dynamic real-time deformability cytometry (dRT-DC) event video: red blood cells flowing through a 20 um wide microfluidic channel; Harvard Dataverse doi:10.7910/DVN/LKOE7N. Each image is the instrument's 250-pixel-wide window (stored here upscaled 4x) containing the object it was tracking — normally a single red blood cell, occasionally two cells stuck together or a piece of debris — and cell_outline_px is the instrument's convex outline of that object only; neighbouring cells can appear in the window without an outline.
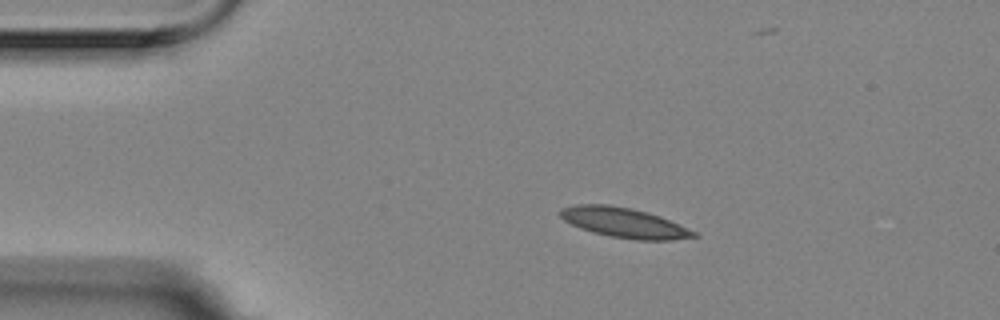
{"species": "Egyptian fruit bat (a non-hibernating species)", "species_latin": "Rousettus aegyptiacus", "temperature_condition": "room temperature", "stored_images_in_passage": 24, "camera_frame_rate_fps": 3000, "um_per_image_px": 0.085, "animal": {"sex": "female"}, "frame": {"image": 1, "passage_image": 1, "time_ms": 0.0, "image_size_px": [1000, 320], "cell_outline_px": [[700, 236], [672, 240], [636, 240], [612, 236], [592, 232], [580, 228], [564, 220], [560, 216], [560, 208], [576, 204], [608, 204], [632, 208], [648, 212], [660, 216], [696, 232]], "centroid_in_image_um": [53.04, 18.92], "position_along_channel_um": 32.0, "area_um2": 23.24}}
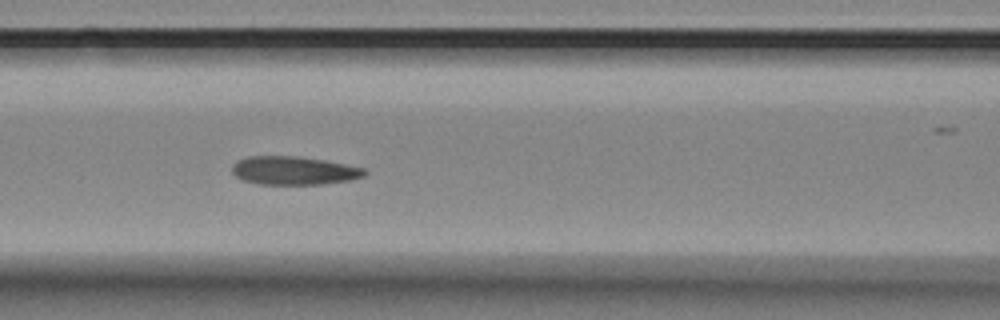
{"frame": {"image": 2, "passage_image": 14, "time_ms": 4.333, "image_size_px": [1000, 320], "cell_outline_px": [[368, 172], [364, 176], [352, 180], [324, 184], [256, 184], [244, 180], [236, 176], [232, 172], [232, 164], [236, 160], [248, 156], [296, 156], [324, 160], [364, 168]], "centroid_in_image_um": [24.97, 14.5], "position_along_channel_um": 141.6, "area_um2": 22.02}}
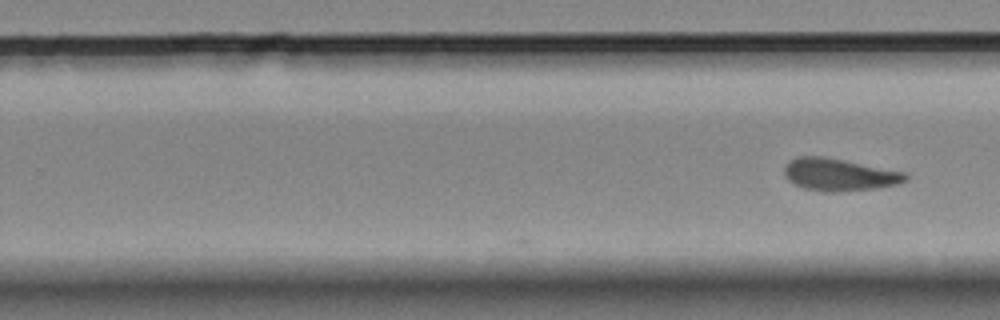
{"frame": {"image": 3, "passage_image": 24, "time_ms": 7.667, "image_size_px": [1000, 320], "cell_outline_px": [[908, 180], [900, 184], [880, 188], [836, 192], [824, 192], [804, 188], [788, 180], [784, 176], [784, 168], [788, 160], [800, 156], [820, 156], [844, 160], [904, 172], [908, 176]], "centroid_in_image_um": [71.34, 14.85], "position_along_channel_um": 258.5, "area_um2": 22.95}}